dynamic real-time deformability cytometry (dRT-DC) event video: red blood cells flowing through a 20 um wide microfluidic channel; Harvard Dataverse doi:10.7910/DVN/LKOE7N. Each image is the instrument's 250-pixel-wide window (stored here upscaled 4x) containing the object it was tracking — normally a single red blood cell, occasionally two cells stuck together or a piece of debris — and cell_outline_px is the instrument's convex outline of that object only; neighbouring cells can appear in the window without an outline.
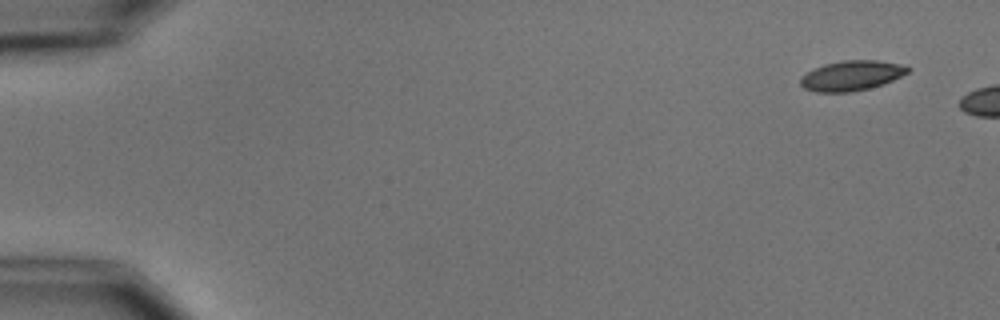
{"species": "common noctule bat (a hibernating species)", "species_latin": "Nyctalus noctula", "temperature_condition": "cold", "stored_images_in_passage": 3, "camera_frame_rate_fps": 3000, "um_per_image_px": 0.085, "animal": {"sex": "male", "body_mass_g": 15.6}, "frame": {"image": 1, "passage_image": 1, "time_ms": 0.0, "image_size_px": [1000, 320], "cell_outline_px": [[912, 68], [908, 72], [884, 84], [852, 92], [816, 92], [804, 88], [800, 84], [800, 76], [824, 64], [844, 60], [876, 60], [900, 64]], "centroid_in_image_um": [72.37, 6.43], "position_along_channel_um": 12.6, "area_um2": 18.67}}